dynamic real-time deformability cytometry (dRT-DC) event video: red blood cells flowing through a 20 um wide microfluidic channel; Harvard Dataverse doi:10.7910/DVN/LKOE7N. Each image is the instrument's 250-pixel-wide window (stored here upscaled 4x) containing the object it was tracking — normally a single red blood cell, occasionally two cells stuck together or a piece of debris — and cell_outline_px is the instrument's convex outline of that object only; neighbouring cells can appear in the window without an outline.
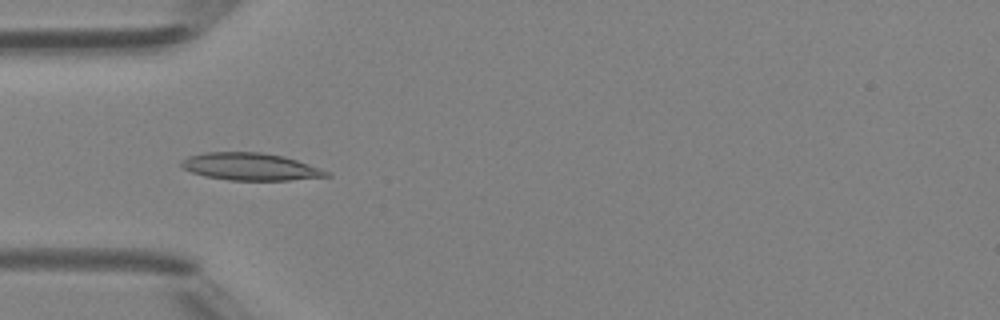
{"species": "Egyptian fruit bat (a non-hibernating species)", "species_latin": "Rousettus aegyptiacus", "temperature_condition": "room temperature", "stored_images_in_passage": 31, "camera_frame_rate_fps": 3000, "um_per_image_px": 0.085, "animal": {"sex": "female"}, "frame": {"image": 1, "passage_image": 7, "time_ms": 2.0, "image_size_px": [1000, 320], "cell_outline_px": [[332, 176], [288, 180], [228, 180], [204, 176], [192, 172], [184, 168], [180, 164], [180, 160], [188, 156], [204, 152], [260, 152], [284, 156], [320, 168], [328, 172]], "centroid_in_image_um": [21.25, 14.16], "position_along_channel_um": 63.7, "area_um2": 23.06}}
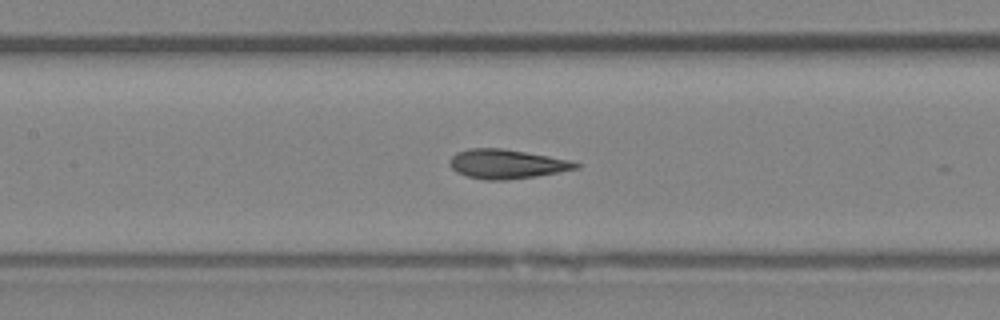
{"frame": {"image": 2, "passage_image": 14, "time_ms": 4.333, "image_size_px": [1000, 320], "cell_outline_px": [[580, 168], [536, 176], [504, 180], [484, 180], [468, 176], [456, 172], [448, 164], [448, 160], [456, 152], [468, 148], [500, 148], [572, 160], [580, 164]], "centroid_in_image_um": [43.04, 13.94], "position_along_channel_um": 164.4, "area_um2": 21.5}}
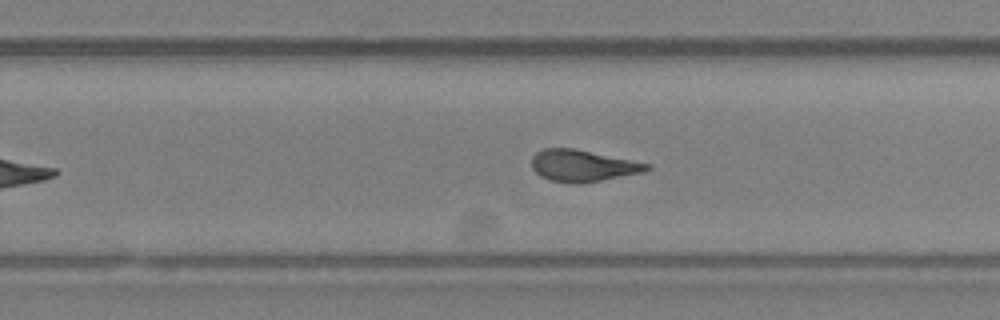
{"frame": {"image": 3, "passage_image": 22, "time_ms": 7.0, "image_size_px": [1000, 320], "cell_outline_px": [[652, 168], [640, 172], [600, 180], [576, 184], [552, 180], [540, 176], [532, 168], [532, 156], [536, 152], [544, 148], [572, 148], [652, 164]], "centroid_in_image_um": [49.5, 14.07], "position_along_channel_um": 280.3, "area_um2": 20.87}, "authors_computed_cell_mechanics": {"area_um2": 21.675, "velocity_mm_per_s": 4.3707, "shape_relaxation_time_tau1_ms": 6.9433, "shape_relaxation_time_tau2_ms": 1.4025, "deformation_change_tau1": 0.1879, "deformation_change_tau2": 0.0785}}